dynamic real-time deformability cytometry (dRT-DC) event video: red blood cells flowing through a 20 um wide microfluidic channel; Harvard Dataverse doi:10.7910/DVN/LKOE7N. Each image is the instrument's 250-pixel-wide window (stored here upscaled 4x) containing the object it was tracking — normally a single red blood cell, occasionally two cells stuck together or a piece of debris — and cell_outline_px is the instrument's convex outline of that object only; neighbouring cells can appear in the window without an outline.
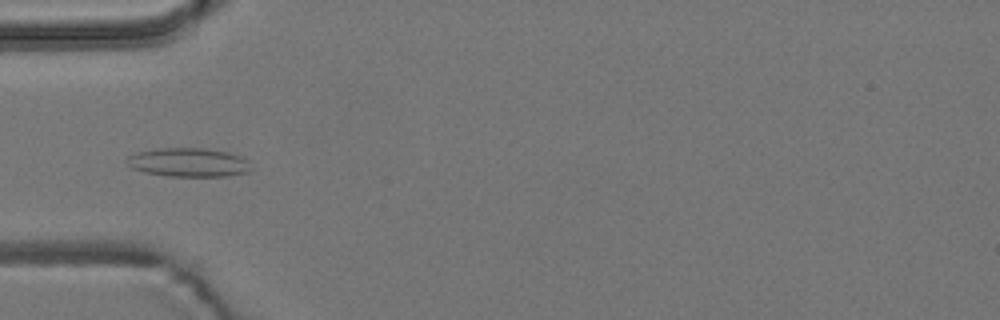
{"species": "common noctule bat (a hibernating species)", "species_latin": "Nyctalus noctula", "temperature_condition": "room temperature", "stored_images_in_passage": 5, "camera_frame_rate_fps": 3000, "um_per_image_px": 0.085, "animal": {"sex": "male", "body_mass_g": 19.2, "forearm_length_mm": 51.8}, "frame": {"image": 1, "passage_image": 4, "time_ms": 4.0, "image_size_px": [1000, 320], "cell_outline_px": [[252, 168], [248, 172], [228, 176], [168, 176], [144, 172], [132, 168], [128, 164], [128, 156], [136, 152], [156, 148], [204, 148], [228, 152], [240, 156], [248, 160]], "centroid_in_image_um": [16.04, 13.8], "position_along_channel_um": 69.0, "area_um2": 20.92}}
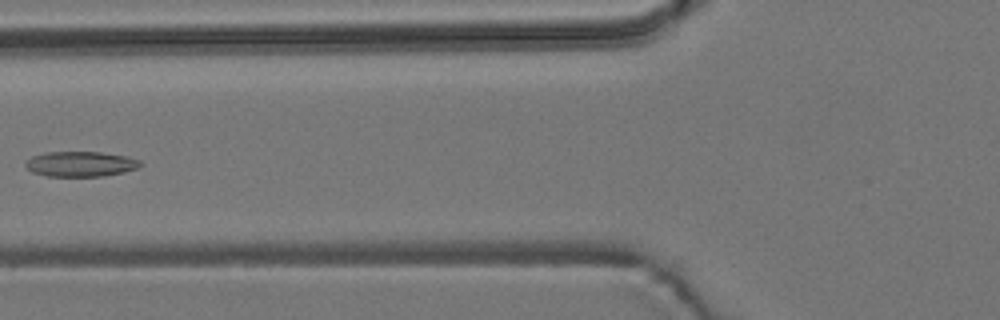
{"frame": {"image": 2, "passage_image": 5, "time_ms": 5.333, "image_size_px": [1000, 320], "cell_outline_px": [[144, 164], [136, 168], [124, 172], [104, 176], [48, 176], [32, 172], [24, 164], [32, 156], [48, 152], [100, 152], [128, 156], [140, 160]], "centroid_in_image_um": [6.89, 13.94], "position_along_channel_um": 118.9, "area_um2": 16.82}}